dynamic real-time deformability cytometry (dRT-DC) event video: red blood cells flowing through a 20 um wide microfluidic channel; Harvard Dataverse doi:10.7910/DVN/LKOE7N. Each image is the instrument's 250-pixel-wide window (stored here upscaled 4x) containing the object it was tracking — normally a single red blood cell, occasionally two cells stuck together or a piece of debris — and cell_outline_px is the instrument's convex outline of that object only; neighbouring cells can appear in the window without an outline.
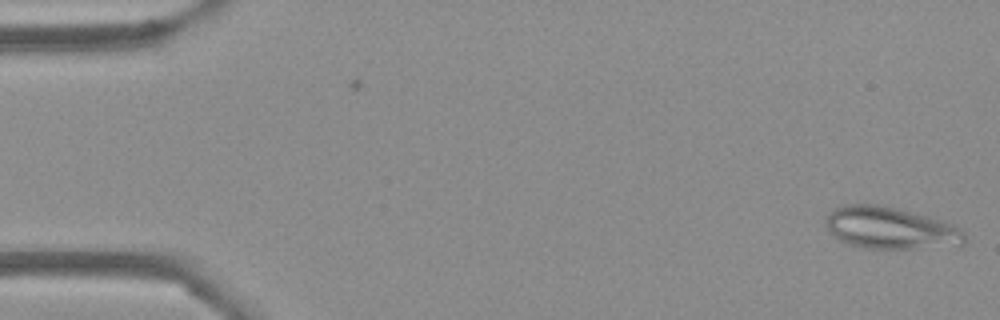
{"species": "Egyptian fruit bat (a non-hibernating species)", "species_latin": "Rousettus aegyptiacus", "temperature_condition": "cold", "stored_images_in_passage": 3, "camera_frame_rate_fps": 3000, "um_per_image_px": 0.085, "frame": {"image": 1, "passage_image": 3, "time_ms": 0.667, "image_size_px": [1000, 320], "cell_outline_px": [[964, 244], [912, 248], [860, 248], [848, 244], [832, 236], [824, 224], [824, 220], [836, 208], [848, 204], [880, 204], [928, 216], [952, 224], [960, 228], [964, 232]], "centroid_in_image_um": [75.63, 19.38], "position_along_channel_um": 9.4, "area_um2": 33.7}}